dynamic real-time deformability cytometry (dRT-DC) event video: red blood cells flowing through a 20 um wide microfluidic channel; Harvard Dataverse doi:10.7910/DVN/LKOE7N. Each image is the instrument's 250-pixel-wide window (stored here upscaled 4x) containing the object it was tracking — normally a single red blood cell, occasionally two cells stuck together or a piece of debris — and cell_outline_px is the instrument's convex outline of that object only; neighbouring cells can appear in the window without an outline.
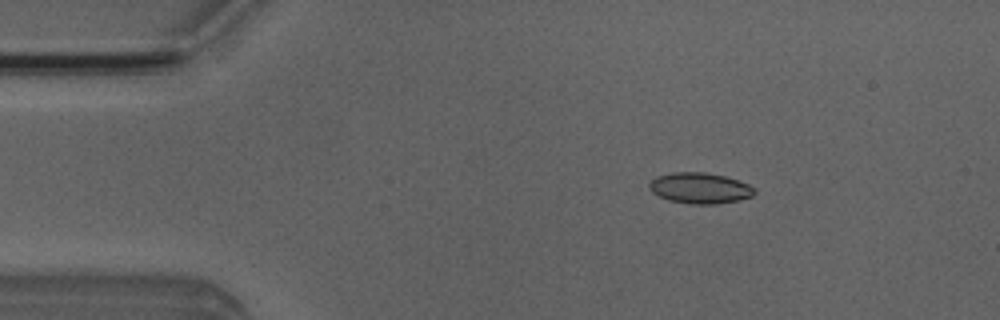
{"species": "Egyptian fruit bat (a non-hibernating species)", "species_latin": "Rousettus aegyptiacus", "temperature_condition": "room temperature", "stored_images_in_passage": 6, "camera_frame_rate_fps": 3000, "um_per_image_px": 0.085, "animal": {"sex": "male"}, "frame": {"image": 1, "passage_image": 2, "time_ms": 1.0, "image_size_px": [1000, 320], "cell_outline_px": [[756, 192], [752, 196], [740, 200], [716, 204], [692, 204], [668, 200], [652, 192], [648, 188], [648, 184], [656, 176], [672, 172], [704, 172], [724, 176], [748, 184], [756, 188]], "centroid_in_image_um": [59.49, 15.99], "position_along_channel_um": 25.5, "area_um2": 18.96}}